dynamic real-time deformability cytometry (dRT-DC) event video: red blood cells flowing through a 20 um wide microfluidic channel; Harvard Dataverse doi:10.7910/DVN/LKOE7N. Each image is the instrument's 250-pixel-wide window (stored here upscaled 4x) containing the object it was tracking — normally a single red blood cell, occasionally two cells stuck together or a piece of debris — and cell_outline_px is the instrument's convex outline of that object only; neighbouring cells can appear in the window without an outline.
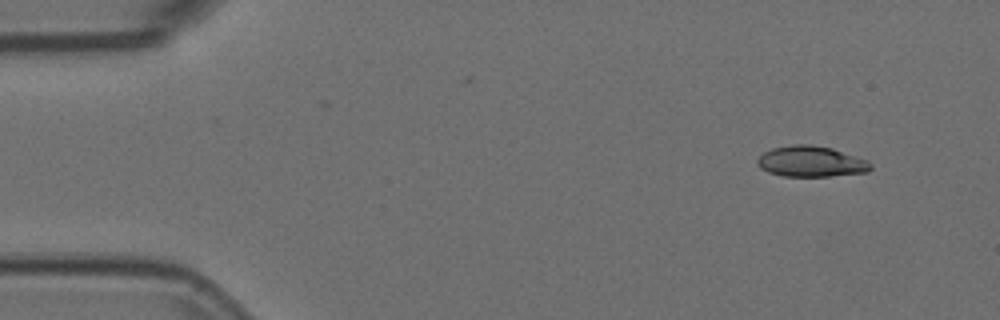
{"species": "Egyptian fruit bat (a non-hibernating species)", "species_latin": "Rousettus aegyptiacus", "temperature_condition": "room temperature", "stored_images_in_passage": 43, "camera_frame_rate_fps": 3000, "um_per_image_px": 0.085, "animal": {"sex": "female"}, "frame": {"image": 1, "passage_image": 1, "time_ms": 0.0, "image_size_px": [1000, 320], "cell_outline_px": [[872, 168], [868, 172], [832, 176], [784, 176], [768, 172], [760, 168], [756, 164], [756, 160], [764, 152], [772, 148], [792, 144], [808, 144], [832, 148], [868, 160], [872, 164]], "centroid_in_image_um": [68.94, 13.73], "position_along_channel_um": 16.1, "area_um2": 20.46}}
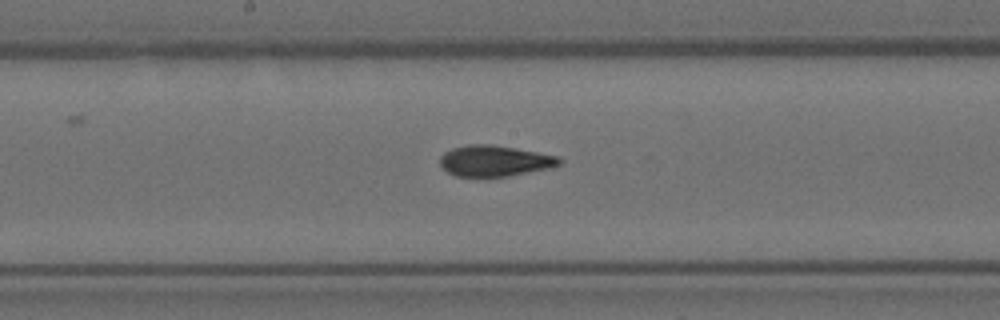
{"frame": {"image": 2, "passage_image": 24, "time_ms": 7.667, "image_size_px": [1000, 320], "cell_outline_px": [[564, 160], [560, 164], [548, 168], [508, 176], [456, 176], [440, 168], [440, 156], [444, 152], [452, 148], [468, 144], [488, 144], [536, 152], [556, 156]], "centroid_in_image_um": [41.99, 13.67], "position_along_channel_um": 206.2, "area_um2": 21.27}}
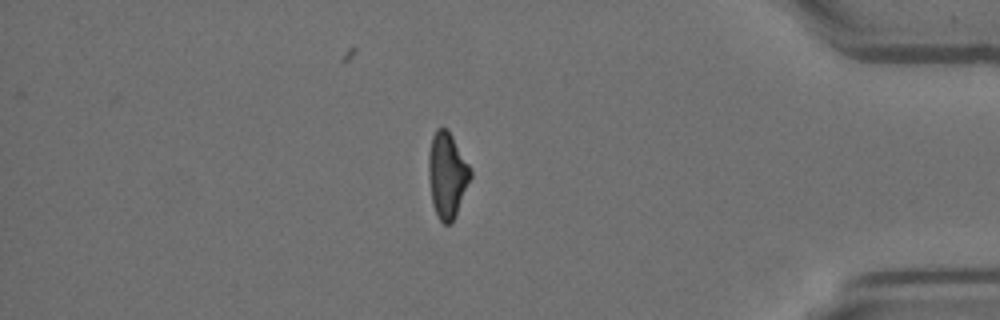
{"frame": {"image": 3, "passage_image": 42, "time_ms": 13.667, "image_size_px": [1000, 320], "cell_outline_px": [[472, 176], [456, 216], [452, 224], [444, 224], [440, 220], [432, 204], [428, 176], [428, 152], [432, 136], [436, 128], [448, 128], [468, 164], [472, 172]], "centroid_in_image_um": [38.0, 14.88], "position_along_channel_um": 397.2, "area_um2": 21.1}}